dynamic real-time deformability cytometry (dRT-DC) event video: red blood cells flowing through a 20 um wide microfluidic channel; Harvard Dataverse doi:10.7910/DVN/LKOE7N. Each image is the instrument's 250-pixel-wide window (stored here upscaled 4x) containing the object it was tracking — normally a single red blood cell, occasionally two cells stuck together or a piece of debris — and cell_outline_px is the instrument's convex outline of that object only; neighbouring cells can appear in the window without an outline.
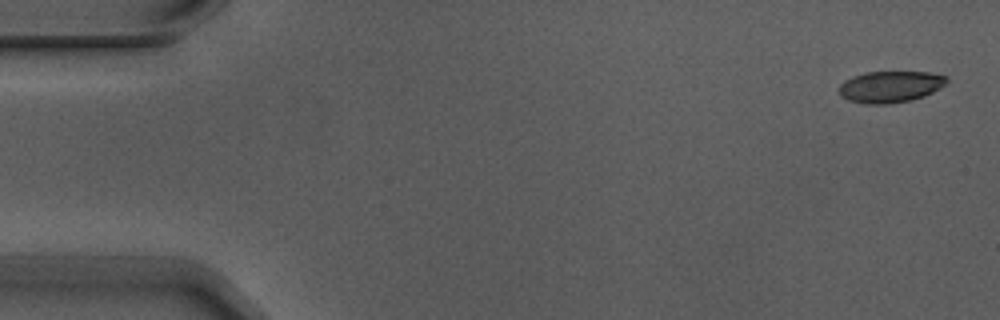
{"species": "Egyptian fruit bat (a non-hibernating species)", "species_latin": "Rousettus aegyptiacus", "temperature_condition": "warm", "stored_images_in_passage": 6, "camera_frame_rate_fps": 3000, "um_per_image_px": 0.085, "animal": {"sex": "male"}, "frame": {"image": 1, "passage_image": 1, "time_ms": 0.0, "image_size_px": [1000, 320], "cell_outline_px": [[948, 80], [940, 88], [924, 96], [908, 100], [888, 104], [868, 104], [848, 100], [840, 96], [840, 84], [844, 80], [852, 76], [864, 72], [928, 72], [948, 76]], "centroid_in_image_um": [75.66, 7.36], "position_along_channel_um": 9.3, "area_um2": 19.71}}